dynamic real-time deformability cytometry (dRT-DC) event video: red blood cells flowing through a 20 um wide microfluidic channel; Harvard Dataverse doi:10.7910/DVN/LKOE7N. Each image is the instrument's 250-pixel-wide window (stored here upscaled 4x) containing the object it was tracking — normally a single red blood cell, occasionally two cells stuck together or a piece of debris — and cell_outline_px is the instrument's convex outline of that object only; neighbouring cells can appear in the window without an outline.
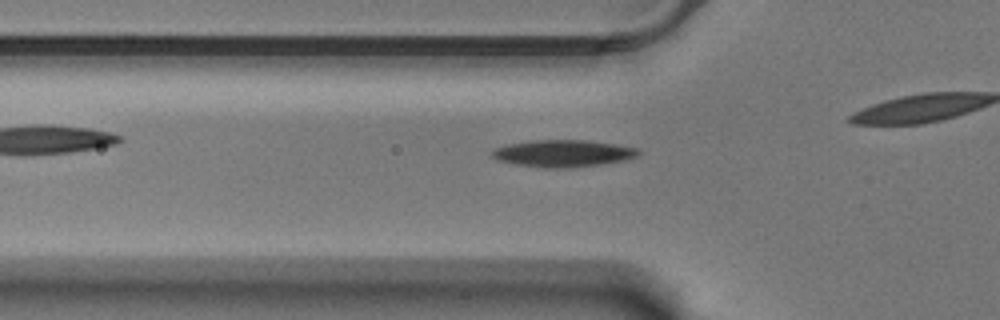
{"species": "Egyptian fruit bat (a non-hibernating species)", "species_latin": "Rousettus aegyptiacus", "temperature_condition": "warm", "stored_images_in_passage": 36, "camera_frame_rate_fps": 3000, "um_per_image_px": 0.085, "animal": {"sex": "male"}, "frame": {"image": 1, "passage_image": 9, "time_ms": 2.667, "image_size_px": [1000, 320], "cell_outline_px": [[640, 156], [628, 160], [600, 164], [568, 168], [544, 168], [516, 164], [496, 160], [492, 156], [492, 152], [496, 148], [508, 144], [532, 140], [588, 140], [616, 144], [640, 148]], "centroid_in_image_um": [47.93, 13.04], "position_along_channel_um": 77.9, "area_um2": 23.24}}
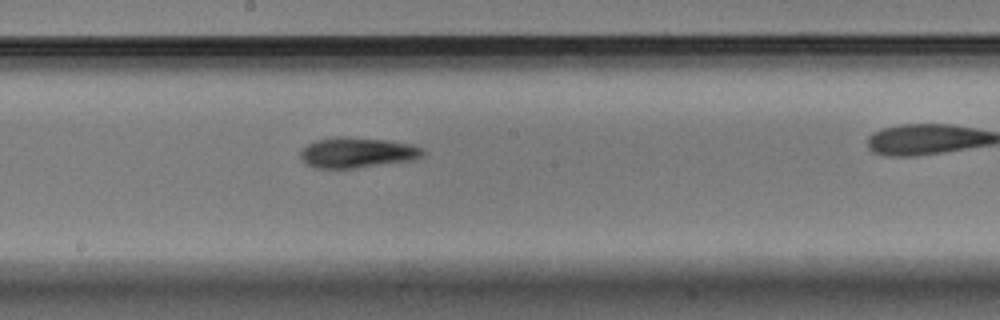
{"frame": {"image": 2, "passage_image": 21, "time_ms": 6.667, "image_size_px": [1000, 320], "cell_outline_px": [[424, 156], [416, 160], [356, 168], [316, 168], [308, 164], [300, 156], [300, 152], [308, 144], [316, 140], [336, 136], [348, 136], [388, 140], [412, 144], [424, 148]], "centroid_in_image_um": [30.43, 12.96], "position_along_channel_um": 217.8, "area_um2": 21.96}}
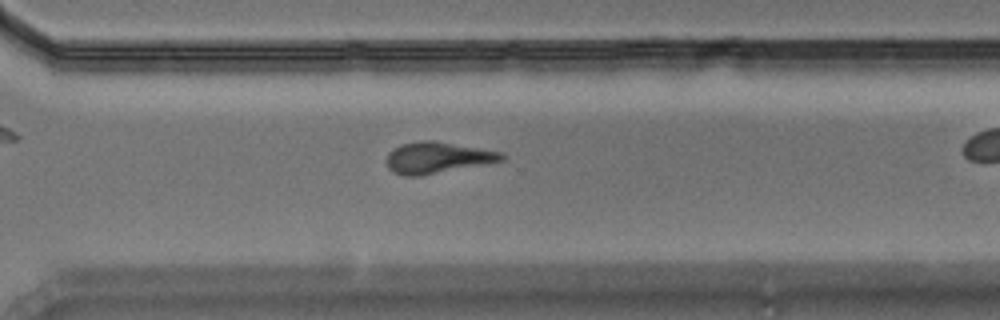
{"frame": {"image": 3, "passage_image": 31, "time_ms": 10.0, "image_size_px": [1000, 320], "cell_outline_px": [[508, 156], [504, 160], [420, 176], [404, 176], [392, 172], [388, 168], [388, 152], [400, 144], [420, 140], [436, 140], [504, 152]], "centroid_in_image_um": [37.2, 13.38], "position_along_channel_um": 333.4, "area_um2": 21.15}}